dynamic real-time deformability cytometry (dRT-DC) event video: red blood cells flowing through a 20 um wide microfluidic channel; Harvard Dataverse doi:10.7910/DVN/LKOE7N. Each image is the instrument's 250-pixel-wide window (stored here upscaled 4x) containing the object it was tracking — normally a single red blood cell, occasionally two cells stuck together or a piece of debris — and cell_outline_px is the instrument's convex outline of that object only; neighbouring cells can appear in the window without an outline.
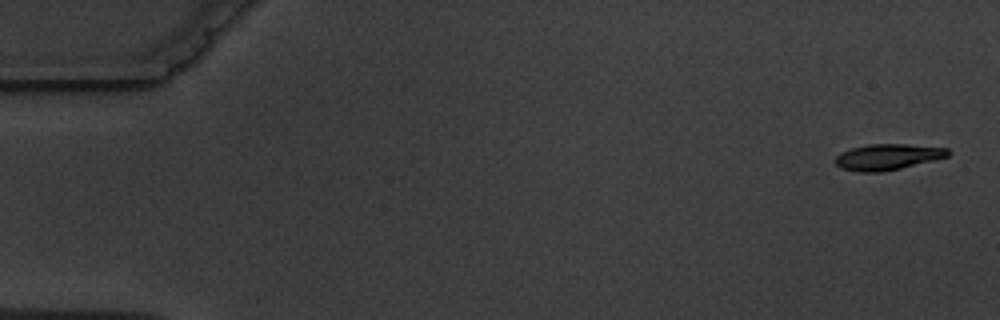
{"species": "common noctule bat (a hibernating species)", "species_latin": "Nyctalus noctula", "temperature_condition": "warm", "stored_images_in_passage": 4, "camera_frame_rate_fps": 3000, "um_per_image_px": 0.085, "animal": {"sex": "male", "body_mass_g": 19.5, "forearm_length_mm": 54.6}, "frame": {"image": 1, "passage_image": 1, "time_ms": 0.0, "image_size_px": [1000, 320], "cell_outline_px": [[952, 152], [948, 156], [936, 160], [900, 168], [880, 172], [860, 172], [840, 168], [832, 160], [840, 152], [852, 148], [868, 144], [904, 144], [948, 148]], "centroid_in_image_um": [75.44, 13.34], "position_along_channel_um": 9.6, "area_um2": 17.17}}